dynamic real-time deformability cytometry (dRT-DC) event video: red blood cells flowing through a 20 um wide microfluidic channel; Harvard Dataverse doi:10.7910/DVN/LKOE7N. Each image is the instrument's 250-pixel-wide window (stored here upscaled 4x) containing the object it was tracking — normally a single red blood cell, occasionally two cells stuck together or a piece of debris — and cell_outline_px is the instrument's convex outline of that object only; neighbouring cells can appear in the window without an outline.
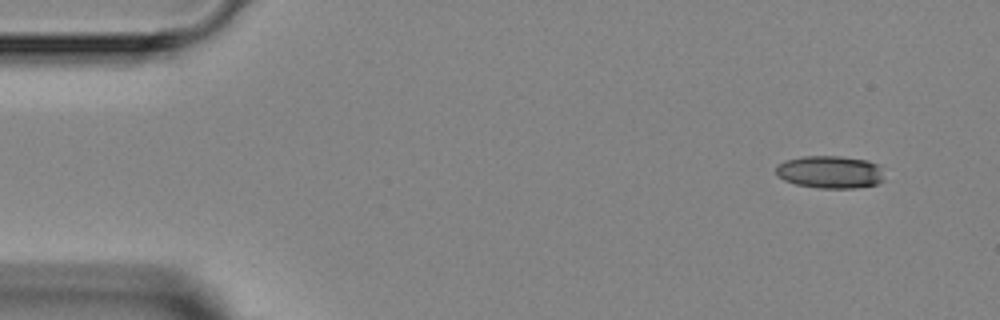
{"species": "Egyptian fruit bat (a non-hibernating species)", "species_latin": "Rousettus aegyptiacus", "temperature_condition": "room temperature", "stored_images_in_passage": 4, "camera_frame_rate_fps": 3000, "um_per_image_px": 0.085, "animal": {"sex": "female"}, "frame": {"image": 1, "passage_image": 1, "time_ms": 0.0, "image_size_px": [1000, 320], "cell_outline_px": [[884, 180], [876, 184], [856, 188], [820, 188], [796, 184], [784, 180], [776, 172], [776, 164], [784, 160], [804, 156], [840, 156], [868, 160], [876, 164], [880, 168]], "centroid_in_image_um": [70.54, 14.61], "position_along_channel_um": 14.5, "area_um2": 20.58}}
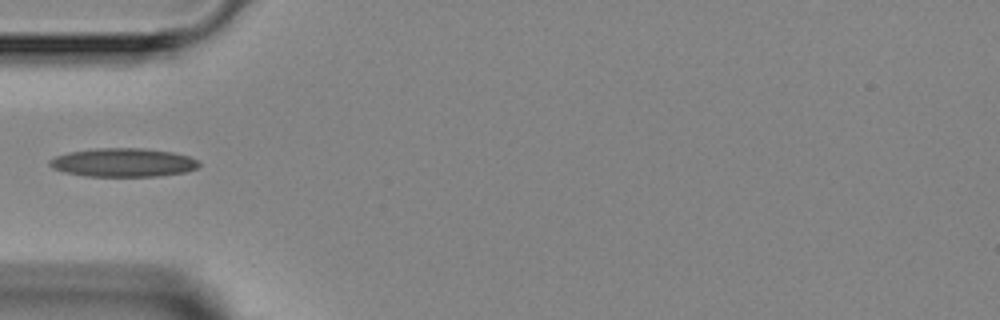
{"frame": {"image": 2, "passage_image": 3, "time_ms": 4.0, "image_size_px": [1000, 320], "cell_outline_px": [[200, 164], [196, 168], [188, 172], [160, 176], [88, 176], [64, 172], [52, 168], [48, 164], [48, 160], [56, 156], [68, 152], [96, 148], [144, 148], [172, 152], [188, 156], [200, 160]], "centroid_in_image_um": [10.49, 13.81], "position_along_channel_um": 74.5, "area_um2": 25.09}}
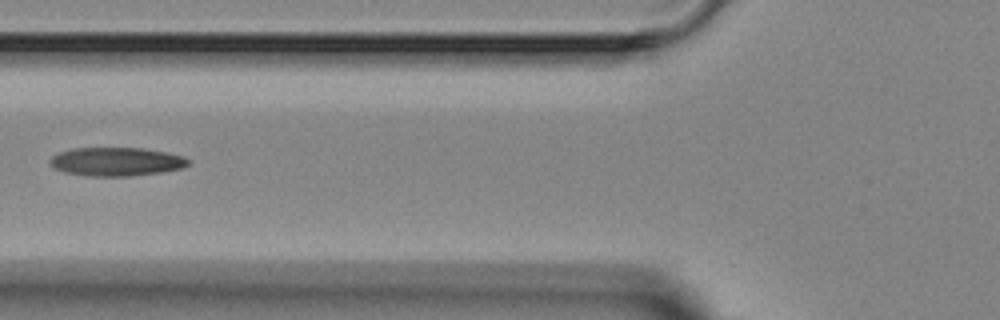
{"frame": {"image": 3, "passage_image": 4, "time_ms": 5.0, "image_size_px": [1000, 320], "cell_outline_px": [[188, 164], [180, 168], [160, 172], [128, 176], [88, 176], [64, 172], [56, 168], [48, 160], [52, 156], [60, 152], [72, 148], [144, 148], [184, 156], [188, 160]], "centroid_in_image_um": [9.86, 13.73], "position_along_channel_um": 115.9, "area_um2": 22.77}}